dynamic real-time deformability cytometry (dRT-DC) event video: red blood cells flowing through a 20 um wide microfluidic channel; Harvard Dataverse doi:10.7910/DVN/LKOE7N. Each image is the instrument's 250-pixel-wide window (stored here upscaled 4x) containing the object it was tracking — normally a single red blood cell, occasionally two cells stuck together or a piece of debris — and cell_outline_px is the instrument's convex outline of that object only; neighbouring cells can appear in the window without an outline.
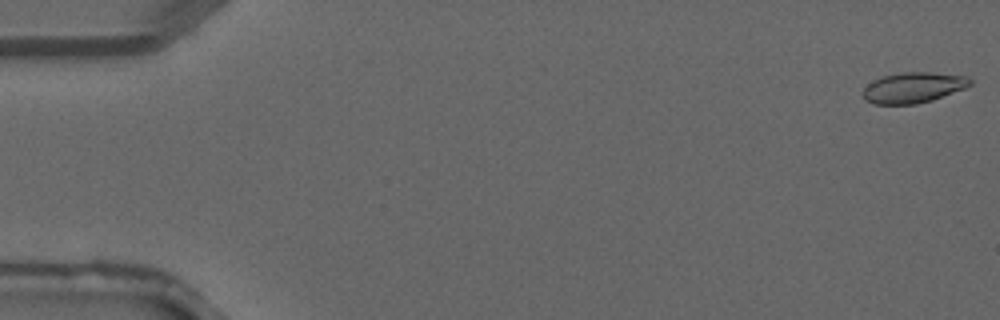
{"species": "common noctule bat (a hibernating species)", "species_latin": "Nyctalus noctula", "temperature_condition": "warm", "stored_images_in_passage": 40, "camera_frame_rate_fps": 3000, "um_per_image_px": 0.085, "animal": {"sex": "male", "forearm_length_mm": 52.5}, "frame": {"image": 1, "passage_image": 1, "time_ms": 0.0, "image_size_px": [1000, 320], "cell_outline_px": [[972, 84], [964, 88], [932, 100], [916, 104], [872, 104], [864, 100], [864, 88], [872, 80], [884, 76], [900, 72], [932, 72], [964, 76], [972, 80]], "centroid_in_image_um": [77.6, 7.44], "position_along_channel_um": 7.4, "area_um2": 19.02}}
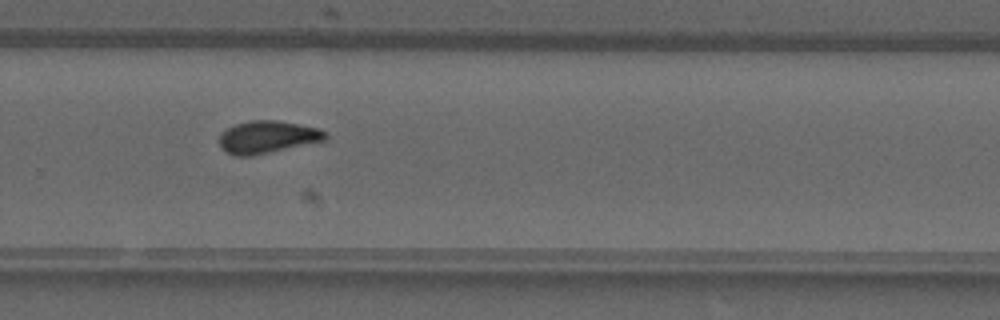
{"frame": {"image": 2, "passage_image": 27, "time_ms": 8.667, "image_size_px": [1000, 320], "cell_outline_px": [[328, 136], [324, 140], [252, 156], [236, 156], [224, 152], [220, 148], [220, 132], [236, 124], [252, 120], [276, 120], [316, 128], [328, 132]], "centroid_in_image_um": [22.68, 11.66], "position_along_channel_um": 307.1, "area_um2": 19.88}}
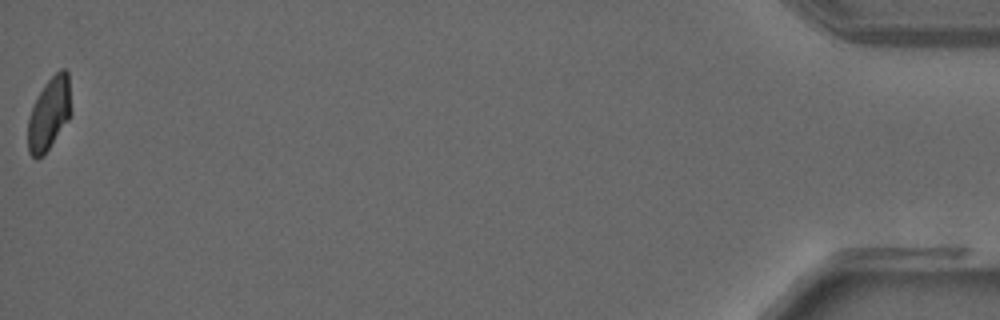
{"frame": {"image": 3, "passage_image": 40, "time_ms": 13.0, "image_size_px": [1000, 320], "cell_outline_px": [[72, 112], [68, 120], [44, 156], [36, 160], [28, 152], [28, 120], [32, 108], [44, 84], [60, 68], [64, 68], [68, 72]], "centroid_in_image_um": [4.19, 9.68], "position_along_channel_um": 431.0, "area_um2": 18.38}}